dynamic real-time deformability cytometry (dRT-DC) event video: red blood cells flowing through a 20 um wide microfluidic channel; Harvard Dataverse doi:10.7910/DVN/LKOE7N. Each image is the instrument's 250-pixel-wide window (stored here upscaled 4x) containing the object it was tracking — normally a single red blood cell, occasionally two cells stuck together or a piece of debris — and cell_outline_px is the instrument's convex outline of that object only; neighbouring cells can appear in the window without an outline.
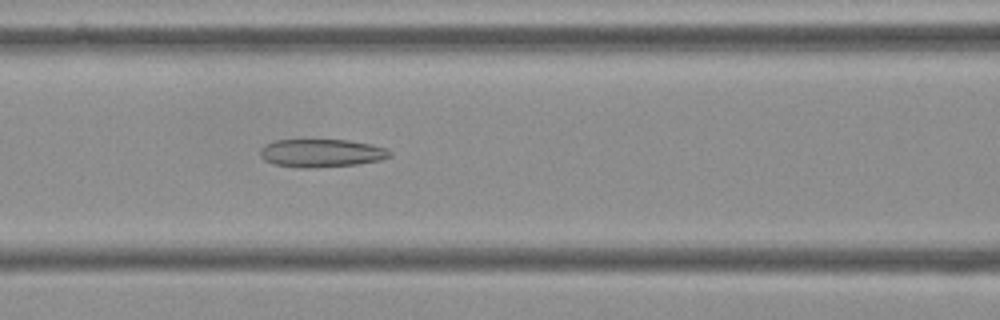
{"species": "Egyptian fruit bat (a non-hibernating species)", "species_latin": "Rousettus aegyptiacus", "temperature_condition": "cold", "stored_images_in_passage": 46, "camera_frame_rate_fps": 3000, "um_per_image_px": 0.085, "frame": {"image": 1, "passage_image": 14, "time_ms": 4.333, "image_size_px": [1000, 320], "cell_outline_px": [[392, 156], [380, 160], [356, 164], [316, 168], [300, 168], [272, 164], [264, 160], [260, 156], [260, 148], [264, 144], [276, 140], [348, 140], [372, 144], [384, 148], [392, 152]], "centroid_in_image_um": [27.29, 13.02], "position_along_channel_um": 139.3, "area_um2": 21.39}}
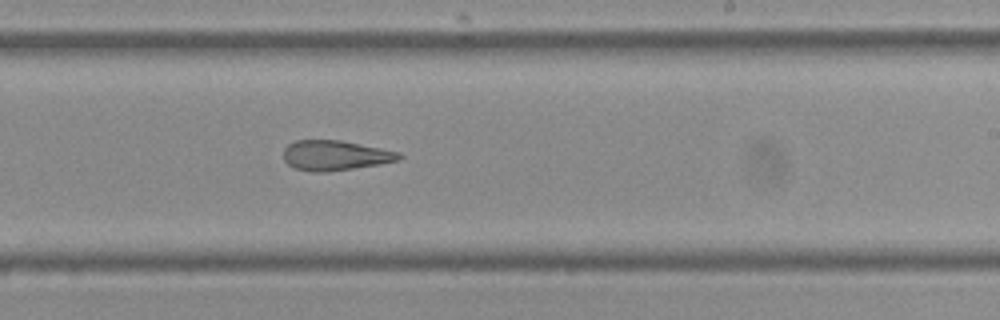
{"frame": {"image": 2, "passage_image": 24, "time_ms": 7.667, "image_size_px": [1000, 320], "cell_outline_px": [[404, 156], [400, 160], [380, 164], [324, 172], [312, 172], [296, 168], [288, 164], [284, 160], [284, 148], [288, 144], [296, 140], [340, 140], [400, 152]], "centroid_in_image_um": [28.5, 13.2], "position_along_channel_um": 260.5, "area_um2": 20.11}}
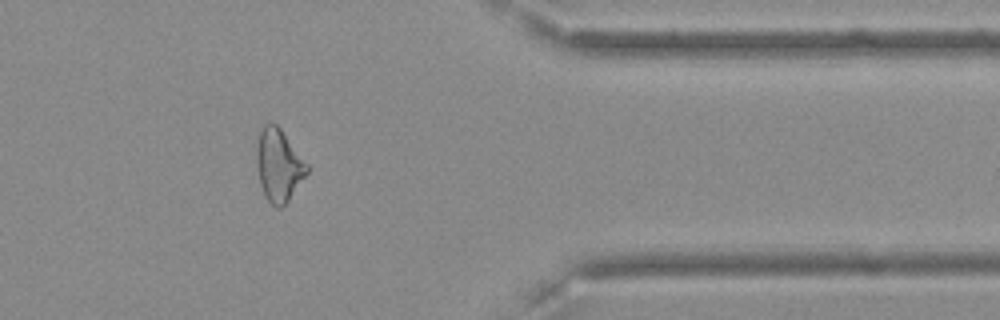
{"frame": {"image": 3, "passage_image": 36, "time_ms": 11.667, "image_size_px": [1000, 320], "cell_outline_px": [[308, 172], [288, 200], [280, 208], [276, 208], [264, 196], [260, 184], [256, 168], [256, 148], [260, 128], [268, 120], [272, 120], [280, 128], [308, 164]], "centroid_in_image_um": [23.65, 14.0], "position_along_channel_um": 387.7, "area_um2": 21.44}, "authors_computed_cell_mechanics": {"area_um2": 21.7906, "velocity_mm_per_s": 3.6418, "shape_relaxation_time_tau1_ms": null, "shape_relaxation_time_tau2_ms": 5.6198, "deformation_change_tau1": null, "deformation_change_tau2": 0.1791}}